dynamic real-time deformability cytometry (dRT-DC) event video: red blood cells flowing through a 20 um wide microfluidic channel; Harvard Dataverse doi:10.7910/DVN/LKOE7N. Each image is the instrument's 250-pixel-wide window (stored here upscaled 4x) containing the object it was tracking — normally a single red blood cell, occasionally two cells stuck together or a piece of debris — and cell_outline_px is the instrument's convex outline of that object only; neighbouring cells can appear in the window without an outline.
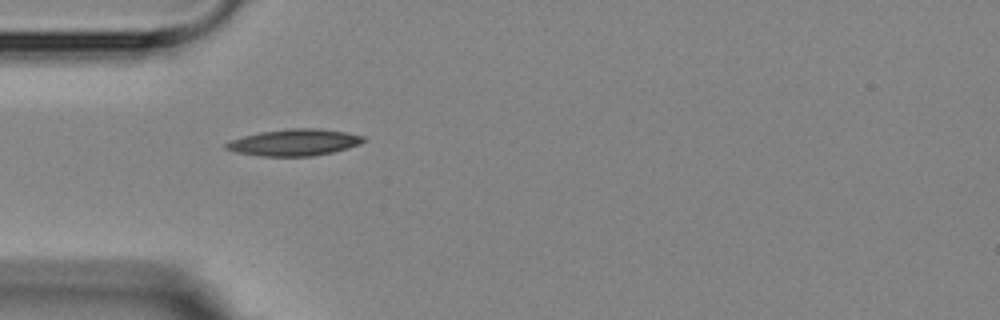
{"species": "Egyptian fruit bat (a non-hibernating species)", "species_latin": "Rousettus aegyptiacus", "temperature_condition": "room temperature", "stored_images_in_passage": 2, "camera_frame_rate_fps": 3000, "um_per_image_px": 0.085, "animal": {"sex": "female"}, "frame": {"image": 1, "passage_image": 1, "time_ms": 0.0, "image_size_px": [1000, 320], "cell_outline_px": [[364, 140], [360, 144], [348, 148], [332, 152], [312, 156], [260, 156], [236, 152], [224, 148], [224, 144], [228, 140], [260, 132], [288, 128], [320, 128], [344, 132], [364, 136]], "centroid_in_image_um": [24.98, 12.1], "position_along_channel_um": 60.0, "area_um2": 21.33}}
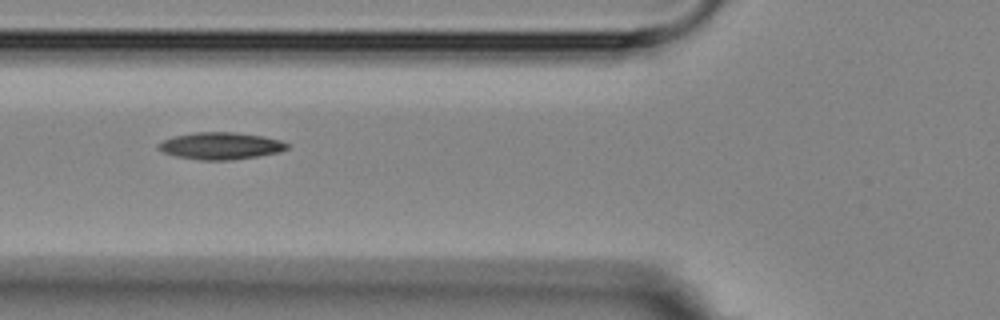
{"frame": {"image": 2, "passage_image": 2, "time_ms": 1.333, "image_size_px": [1000, 320], "cell_outline_px": [[288, 148], [280, 152], [232, 160], [200, 160], [176, 156], [164, 152], [156, 148], [156, 144], [172, 136], [196, 132], [236, 132], [264, 136], [280, 140], [288, 144]], "centroid_in_image_um": [18.73, 12.39], "position_along_channel_um": 107.1, "area_um2": 20.35}}